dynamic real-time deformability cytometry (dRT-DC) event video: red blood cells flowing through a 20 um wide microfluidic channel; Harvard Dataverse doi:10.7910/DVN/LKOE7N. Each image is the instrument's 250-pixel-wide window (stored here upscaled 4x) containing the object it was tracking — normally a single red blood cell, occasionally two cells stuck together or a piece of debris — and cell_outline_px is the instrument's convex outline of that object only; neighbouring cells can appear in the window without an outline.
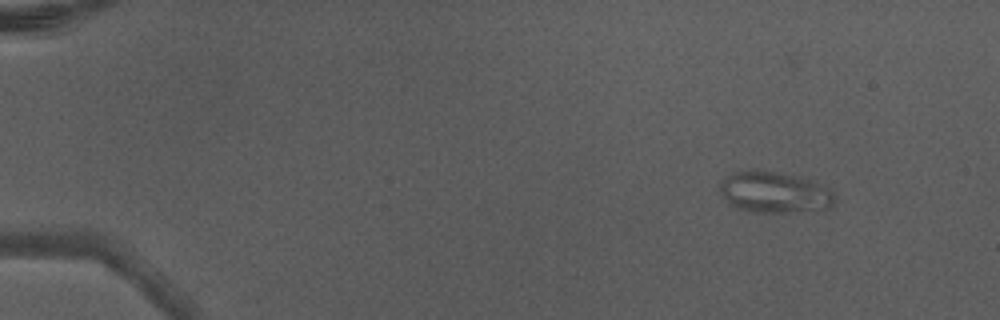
{"species": "Egyptian fruit bat (a non-hibernating species)", "species_latin": "Rousettus aegyptiacus", "temperature_condition": "warm", "stored_images_in_passage": 4, "camera_frame_rate_fps": 3000, "um_per_image_px": 0.085, "animal": {"sex": "male"}, "frame": {"image": 1, "passage_image": 1, "time_ms": 0.0, "image_size_px": [1000, 320], "cell_outline_px": [[836, 196], [832, 204], [828, 208], [784, 212], [752, 212], [736, 208], [728, 204], [720, 192], [720, 184], [724, 176], [736, 172], [772, 172], [792, 176], [808, 180], [820, 184], [828, 188]], "centroid_in_image_um": [65.78, 16.38], "position_along_channel_um": 19.2, "area_um2": 26.76}}
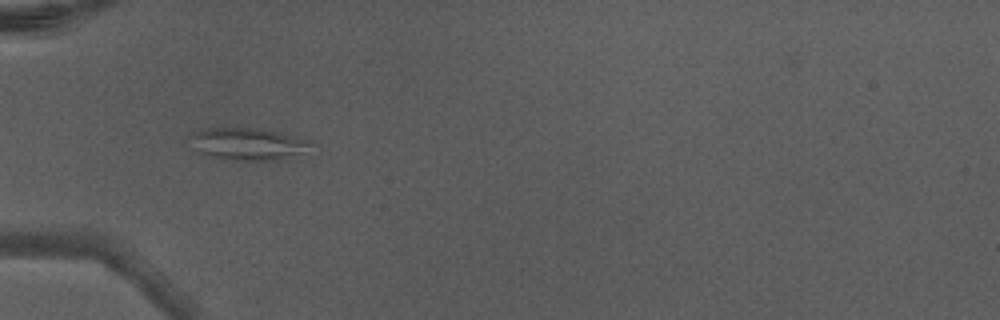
{"frame": {"image": 2, "passage_image": 4, "time_ms": 1.0, "image_size_px": [1000, 320], "cell_outline_px": [[312, 144], [288, 160], [228, 160], [200, 152], [192, 136], [196, 132], [204, 128], [256, 128], [280, 132], [312, 140]], "centroid_in_image_um": [21.18, 12.23], "position_along_channel_um": 63.8, "area_um2": 22.14}}